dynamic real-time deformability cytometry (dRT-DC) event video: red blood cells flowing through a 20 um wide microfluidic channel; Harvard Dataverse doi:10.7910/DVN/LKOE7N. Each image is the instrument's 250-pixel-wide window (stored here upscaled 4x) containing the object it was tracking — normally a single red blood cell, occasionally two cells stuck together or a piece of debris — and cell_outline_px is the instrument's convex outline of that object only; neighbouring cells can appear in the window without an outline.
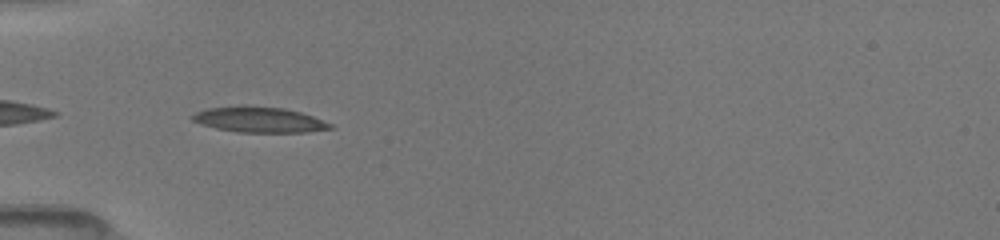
{"species": "common noctule bat (a hibernating species)", "species_latin": "Nyctalus noctula", "temperature_condition": "room temperature", "stored_images_in_passage": 18, "camera_frame_rate_fps": 3000, "um_per_image_px": 0.085, "animal": {"sex": "female", "body_mass_g": 19.5, "forearm_length_mm": 54.1}, "frame": {"image": 1, "passage_image": 2, "time_ms": 0.333, "image_size_px": [1000, 240], "cell_outline_px": [[336, 128], [308, 132], [236, 132], [216, 128], [192, 120], [188, 116], [196, 112], [208, 108], [244, 104], [284, 108], [300, 112], [312, 116], [332, 124]], "centroid_in_image_um": [22.03, 10.15], "position_along_channel_um": 63.0, "area_um2": 20.75}}
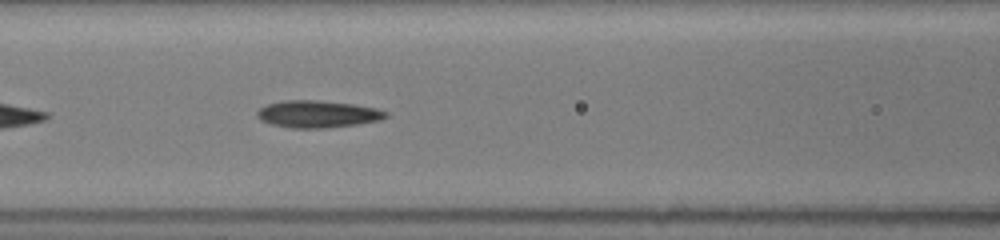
{"frame": {"image": 2, "passage_image": 8, "time_ms": 2.333, "image_size_px": [1000, 240], "cell_outline_px": [[388, 116], [380, 120], [356, 124], [324, 128], [292, 128], [272, 124], [260, 120], [256, 116], [256, 112], [260, 108], [268, 104], [284, 100], [320, 100], [352, 104], [376, 108], [388, 112]], "centroid_in_image_um": [26.99, 9.69], "position_along_channel_um": 139.6, "area_um2": 20.29}}
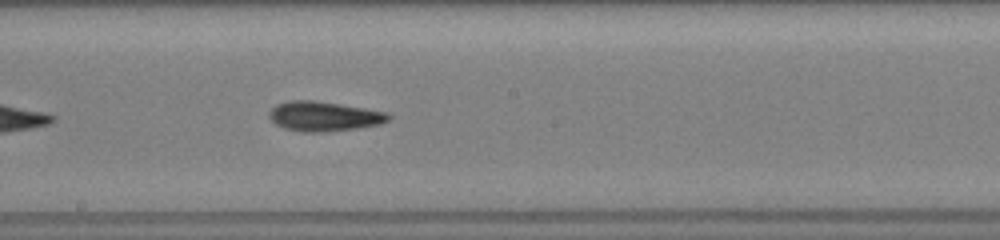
{"frame": {"image": 3, "passage_image": 14, "time_ms": 4.333, "image_size_px": [1000, 240], "cell_outline_px": [[392, 116], [388, 120], [380, 124], [356, 128], [320, 132], [304, 132], [284, 128], [276, 124], [268, 116], [268, 112], [276, 104], [288, 100], [316, 100], [388, 112]], "centroid_in_image_um": [27.52, 9.87], "position_along_channel_um": 220.7, "area_um2": 20.63}}